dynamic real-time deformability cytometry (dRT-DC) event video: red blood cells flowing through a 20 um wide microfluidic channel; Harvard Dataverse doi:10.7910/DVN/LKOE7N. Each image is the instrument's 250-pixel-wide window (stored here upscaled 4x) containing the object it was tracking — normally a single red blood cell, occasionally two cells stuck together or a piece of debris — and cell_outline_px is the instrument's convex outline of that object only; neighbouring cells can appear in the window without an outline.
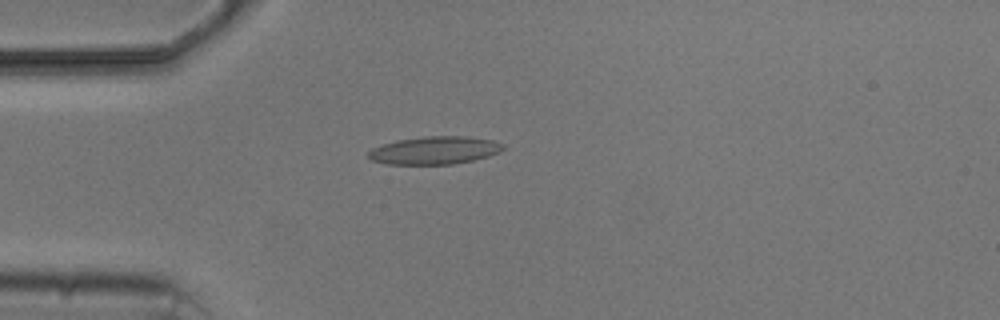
{"species": "common noctule bat (a hibernating species)", "species_latin": "Nyctalus noctula", "temperature_condition": "cold", "stored_images_in_passage": 4, "camera_frame_rate_fps": 3000, "um_per_image_px": 0.085, "animal": {"sex": "male", "body_mass_g": 20.5, "forearm_length_mm": 52.5}, "frame": {"image": 1, "passage_image": 4, "time_ms": 3.333, "image_size_px": [1000, 320], "cell_outline_px": [[504, 148], [500, 152], [488, 156], [472, 160], [452, 164], [388, 164], [372, 160], [368, 156], [368, 152], [372, 148], [396, 140], [424, 136], [464, 136], [492, 140], [504, 144]], "centroid_in_image_um": [36.95, 12.77], "position_along_channel_um": 48.1, "area_um2": 21.73}}